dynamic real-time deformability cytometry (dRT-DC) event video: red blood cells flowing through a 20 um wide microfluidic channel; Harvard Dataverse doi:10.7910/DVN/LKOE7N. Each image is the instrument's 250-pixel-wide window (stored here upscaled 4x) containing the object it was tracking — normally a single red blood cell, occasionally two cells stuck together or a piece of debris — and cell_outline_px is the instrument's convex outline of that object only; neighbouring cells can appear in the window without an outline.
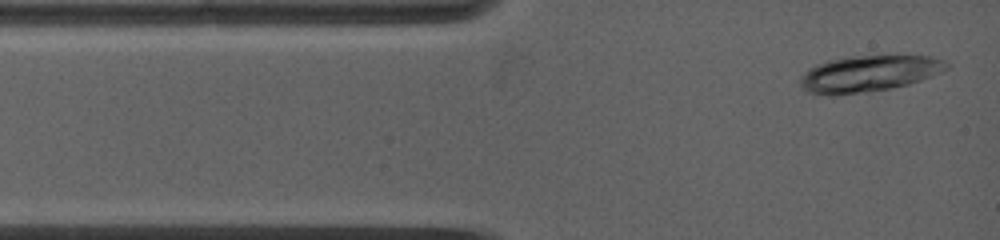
{"species": "common noctule bat (a hibernating species)", "species_latin": "Nyctalus noctula", "temperature_condition": "warm", "stored_images_in_passage": 2, "camera_frame_rate_fps": 5000, "um_per_image_px": 0.085, "animal": {"sex": "female", "body_mass_g": 19.0, "forearm_length_mm": 53.3}, "frame": {"image": 1, "passage_image": 1, "time_ms": 0.0, "image_size_px": [1000, 240], "cell_outline_px": [[948, 68], [932, 76], [908, 84], [892, 88], [832, 96], [808, 92], [800, 84], [800, 76], [808, 68], [816, 64], [828, 60], [852, 56], [932, 56], [944, 60], [948, 64]], "centroid_in_image_um": [73.82, 6.25], "position_along_channel_um": 11.2, "area_um2": 30.81}}